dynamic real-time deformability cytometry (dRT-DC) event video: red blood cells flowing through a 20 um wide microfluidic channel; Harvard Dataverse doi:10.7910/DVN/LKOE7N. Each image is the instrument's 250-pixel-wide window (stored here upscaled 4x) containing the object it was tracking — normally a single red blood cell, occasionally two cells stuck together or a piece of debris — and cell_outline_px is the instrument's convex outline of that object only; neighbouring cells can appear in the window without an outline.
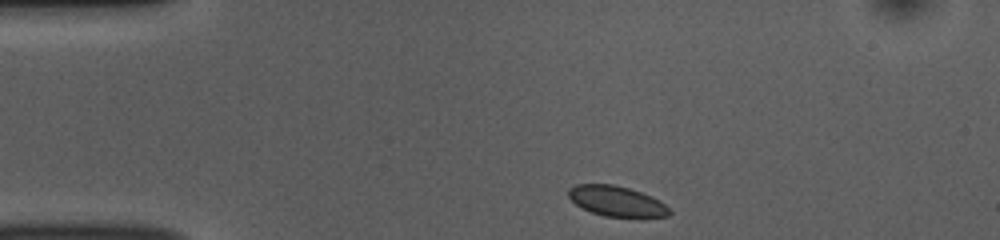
{"species": "common noctule bat (a hibernating species)", "species_latin": "Nyctalus noctula", "temperature_condition": "room temperature", "stored_images_in_passage": 44, "camera_frame_rate_fps": 3000, "um_per_image_px": 0.085, "animal": {"sex": "female", "body_mass_g": 10.0, "forearm_length_mm": 53.1}, "frame": {"image": 1, "passage_image": 1, "time_ms": 0.0, "image_size_px": [1000, 240], "cell_outline_px": [[672, 212], [668, 216], [640, 220], [604, 216], [592, 212], [576, 204], [568, 196], [568, 188], [576, 184], [612, 184], [628, 188], [652, 196], [664, 204]], "centroid_in_image_um": [52.47, 17.15], "position_along_channel_um": 32.5, "area_um2": 18.38}}
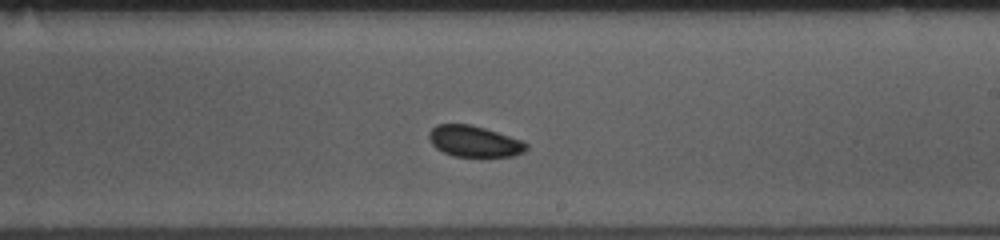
{"frame": {"image": 2, "passage_image": 22, "time_ms": 7.0, "image_size_px": [1000, 240], "cell_outline_px": [[528, 148], [524, 152], [512, 156], [452, 156], [436, 148], [432, 144], [428, 136], [428, 132], [436, 124], [472, 124], [520, 140], [528, 144]], "centroid_in_image_um": [40.28, 12.01], "position_along_channel_um": 248.7, "area_um2": 17.51}}
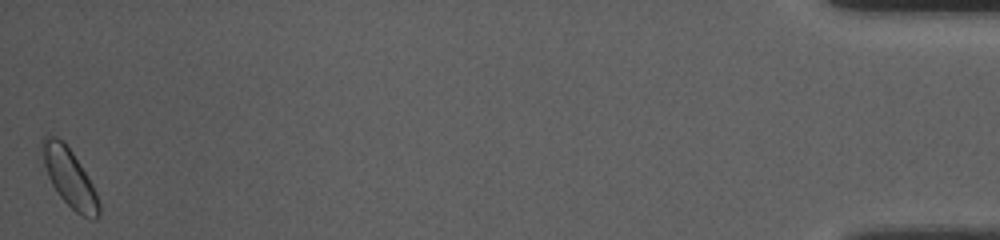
{"frame": {"image": 3, "passage_image": 44, "time_ms": 14.333, "image_size_px": [1000, 240], "cell_outline_px": [[100, 216], [96, 220], [92, 220], [76, 212], [60, 196], [52, 184], [48, 176], [44, 164], [40, 140], [44, 136], [56, 136], [64, 140], [72, 152], [92, 184], [96, 192], [100, 204]], "centroid_in_image_um": [5.91, 15.1], "position_along_channel_um": 429.3, "area_um2": 19.07}, "authors_computed_cell_mechanics": {"area_um2": 18.0625, "velocity_mm_per_s": 3.7196, "shape_relaxation_time_tau1_ms": null, "shape_relaxation_time_tau2_ms": 4.576, "deformation_change_tau1": null, "deformation_change_tau2": 0.0698}}